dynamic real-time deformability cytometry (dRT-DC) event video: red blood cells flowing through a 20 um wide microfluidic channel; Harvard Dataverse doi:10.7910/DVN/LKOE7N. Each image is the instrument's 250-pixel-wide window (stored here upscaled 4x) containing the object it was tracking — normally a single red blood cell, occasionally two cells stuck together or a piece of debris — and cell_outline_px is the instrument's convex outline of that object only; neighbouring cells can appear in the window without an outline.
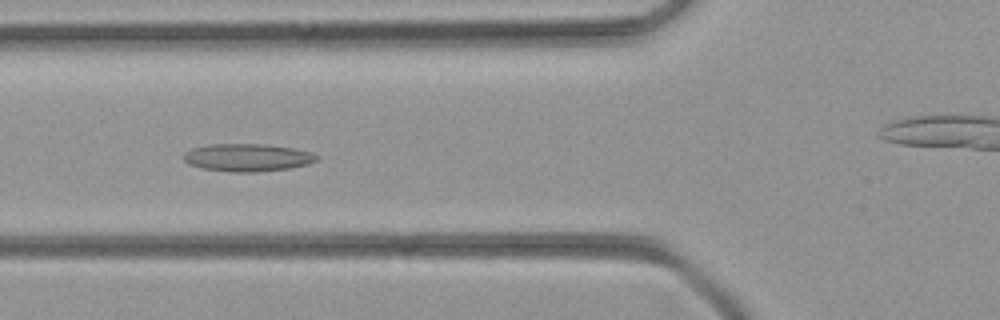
{"species": "common noctule bat (a hibernating species)", "species_latin": "Nyctalus noctula", "temperature_condition": "room temperature", "stored_images_in_passage": 38, "camera_frame_rate_fps": 3000, "um_per_image_px": 0.085, "animal": {"sex": "female", "body_mass_g": 21.9}, "frame": {"image": 1, "passage_image": 6, "time_ms": 1.667, "image_size_px": [1000, 320], "cell_outline_px": [[320, 156], [316, 160], [308, 164], [292, 168], [256, 172], [232, 172], [200, 168], [188, 164], [184, 160], [184, 152], [192, 148], [208, 144], [264, 144], [292, 148], [312, 152]], "centroid_in_image_um": [21.03, 13.39], "position_along_channel_um": 104.8, "area_um2": 21.62}}
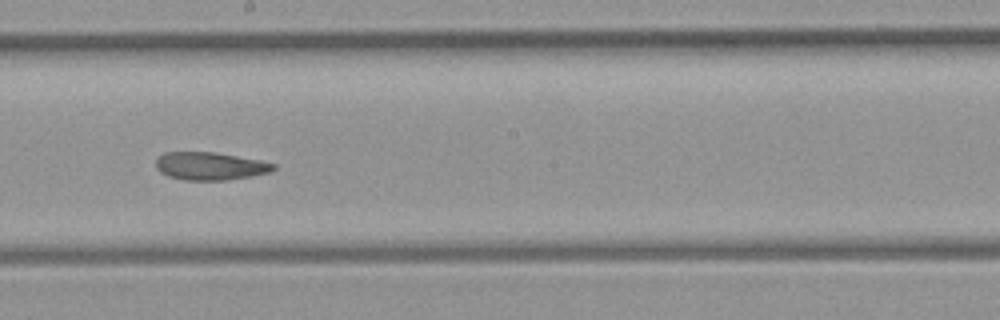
{"frame": {"image": 2, "passage_image": 15, "time_ms": 4.667, "image_size_px": [1000, 320], "cell_outline_px": [[276, 168], [268, 172], [252, 176], [224, 180], [184, 180], [168, 176], [160, 172], [156, 168], [156, 160], [164, 152], [216, 152], [260, 160], [276, 164]], "centroid_in_image_um": [17.85, 14.11], "position_along_channel_um": 230.3, "area_um2": 19.07}}
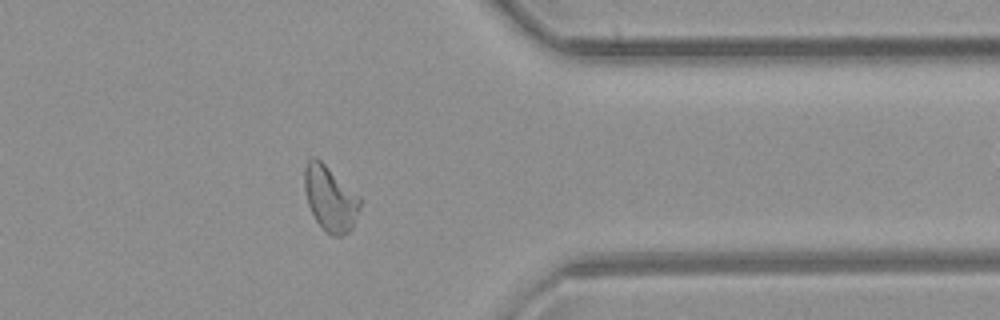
{"frame": {"image": 3, "passage_image": 27, "time_ms": 8.667, "image_size_px": [1000, 320], "cell_outline_px": [[360, 208], [352, 228], [348, 232], [340, 236], [332, 236], [324, 232], [316, 220], [308, 204], [304, 188], [304, 168], [308, 160], [312, 156], [316, 156], [360, 196]], "centroid_in_image_um": [28.05, 16.87], "position_along_channel_um": 383.3, "area_um2": 21.15}}